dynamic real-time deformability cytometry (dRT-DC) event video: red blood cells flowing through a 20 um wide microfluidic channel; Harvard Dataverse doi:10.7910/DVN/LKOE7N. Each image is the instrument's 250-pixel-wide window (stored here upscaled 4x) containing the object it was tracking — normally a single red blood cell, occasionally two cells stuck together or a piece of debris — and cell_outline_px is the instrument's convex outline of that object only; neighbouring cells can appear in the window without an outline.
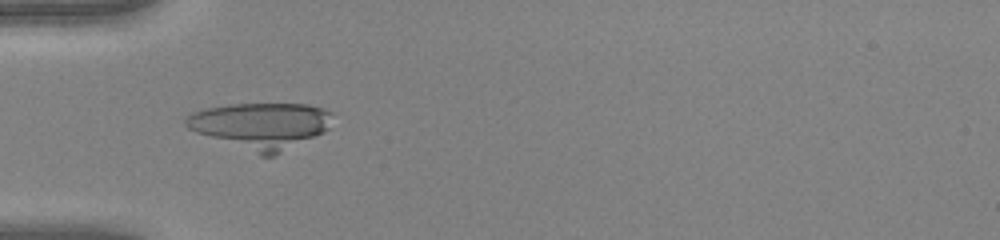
{"species": "human", "species_latin": "Homo sapiens", "temperature_condition": "warm", "stored_images_in_passage": 41, "camera_frame_rate_fps": 3000, "um_per_image_px": 0.085, "donor": {"sex": "female"}, "frame": {"image": 1, "passage_image": 16, "time_ms": 5.0, "image_size_px": [1000, 240], "cell_outline_px": [[332, 112], [328, 128], [324, 132], [276, 156], [260, 156], [196, 132], [188, 128], [184, 124], [184, 120], [192, 112], [204, 108], [228, 104], [308, 104]], "centroid_in_image_um": [22.15, 10.68], "position_along_channel_um": 62.8, "area_um2": 39.48}}
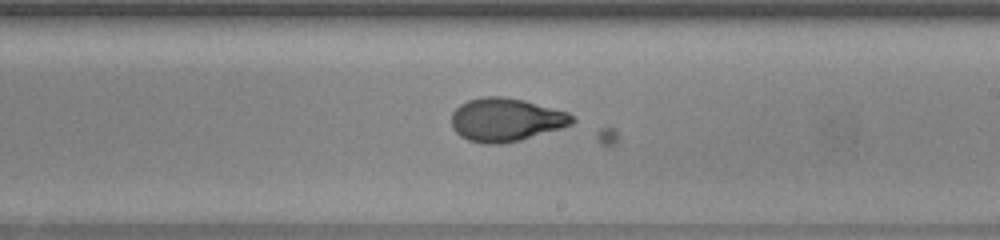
{"frame": {"image": 2, "passage_image": 29, "time_ms": 9.333, "image_size_px": [1000, 240], "cell_outline_px": [[576, 120], [572, 124], [560, 128], [520, 140], [500, 144], [484, 144], [468, 140], [460, 136], [452, 128], [452, 112], [460, 104], [468, 100], [484, 96], [504, 96], [524, 100], [568, 112]], "centroid_in_image_um": [42.98, 10.17], "position_along_channel_um": 246.0, "area_um2": 30.46}}
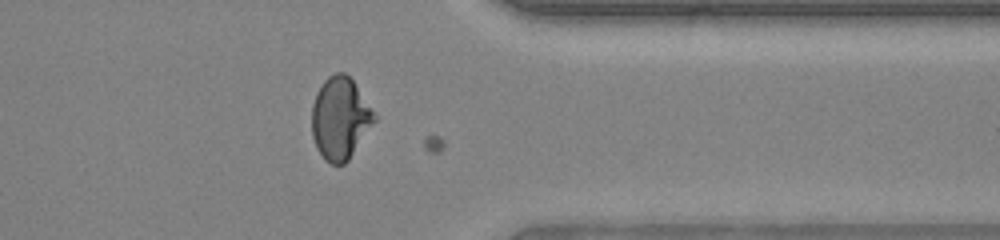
{"frame": {"image": 3, "passage_image": 39, "time_ms": 12.667, "image_size_px": [1000, 240], "cell_outline_px": [[376, 120], [348, 160], [344, 164], [332, 164], [324, 160], [316, 148], [312, 136], [312, 104], [316, 92], [324, 80], [328, 76], [336, 72], [344, 72], [352, 80], [376, 116]], "centroid_in_image_um": [28.88, 10.07], "position_along_channel_um": 382.5, "area_um2": 29.71}}